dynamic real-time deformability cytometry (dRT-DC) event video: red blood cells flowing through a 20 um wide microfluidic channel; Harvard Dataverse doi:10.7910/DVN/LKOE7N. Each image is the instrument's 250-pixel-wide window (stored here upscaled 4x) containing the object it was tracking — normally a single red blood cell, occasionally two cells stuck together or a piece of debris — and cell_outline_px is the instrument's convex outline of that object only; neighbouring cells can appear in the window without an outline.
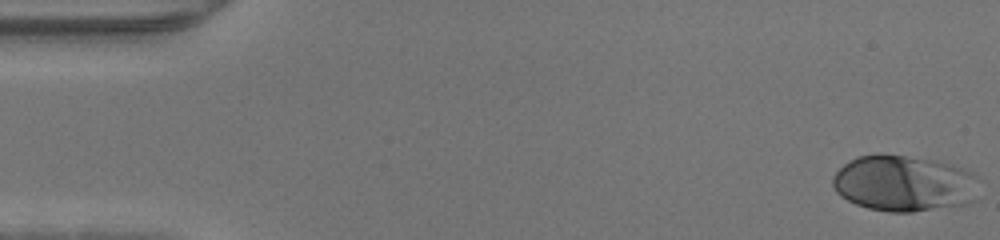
{"species": "human", "species_latin": "Homo sapiens", "temperature_condition": "warm", "stored_images_in_passage": 47, "camera_frame_rate_fps": 3000, "um_per_image_px": 0.085, "donor": {"sex": "male"}, "frame": {"image": 1, "passage_image": 1, "time_ms": 0.0, "image_size_px": [1000, 240], "cell_outline_px": [[976, 200], [968, 204], [912, 212], [888, 212], [868, 208], [856, 204], [840, 196], [836, 192], [832, 184], [832, 176], [844, 164], [856, 156], [876, 152], [880, 152], [936, 160], [952, 164], [972, 172], [976, 176]], "centroid_in_image_um": [76.81, 15.57], "position_along_channel_um": 8.2, "area_um2": 48.55}}
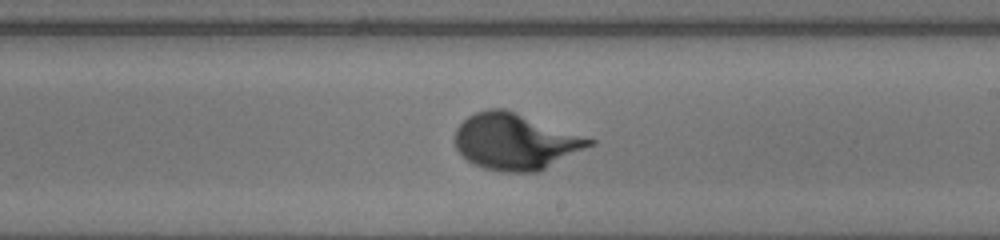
{"frame": {"image": 2, "passage_image": 27, "time_ms": 8.667, "image_size_px": [1000, 240], "cell_outline_px": [[596, 144], [540, 172], [504, 172], [484, 168], [472, 164], [456, 148], [456, 128], [468, 116], [476, 112], [488, 108], [504, 108], [596, 140]], "centroid_in_image_um": [43.84, 12.05], "position_along_channel_um": 245.2, "area_um2": 44.04}}
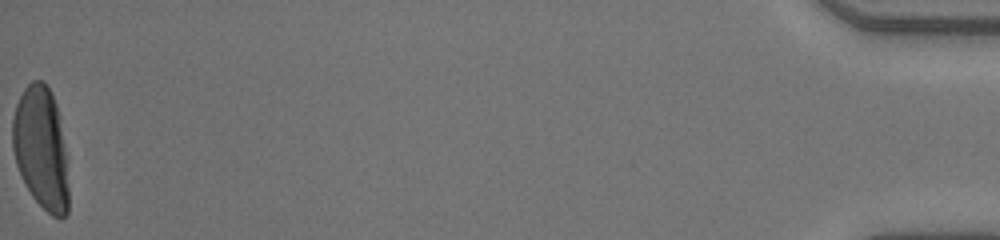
{"frame": {"image": 3, "passage_image": 47, "time_ms": 15.333, "image_size_px": [1000, 240], "cell_outline_px": [[68, 212], [60, 220], [52, 216], [32, 196], [24, 184], [16, 164], [12, 148], [12, 120], [16, 104], [24, 88], [32, 80], [44, 80], [56, 104], [60, 116], [68, 156]], "centroid_in_image_um": [3.52, 12.6], "position_along_channel_um": 431.7, "area_um2": 40.81}}